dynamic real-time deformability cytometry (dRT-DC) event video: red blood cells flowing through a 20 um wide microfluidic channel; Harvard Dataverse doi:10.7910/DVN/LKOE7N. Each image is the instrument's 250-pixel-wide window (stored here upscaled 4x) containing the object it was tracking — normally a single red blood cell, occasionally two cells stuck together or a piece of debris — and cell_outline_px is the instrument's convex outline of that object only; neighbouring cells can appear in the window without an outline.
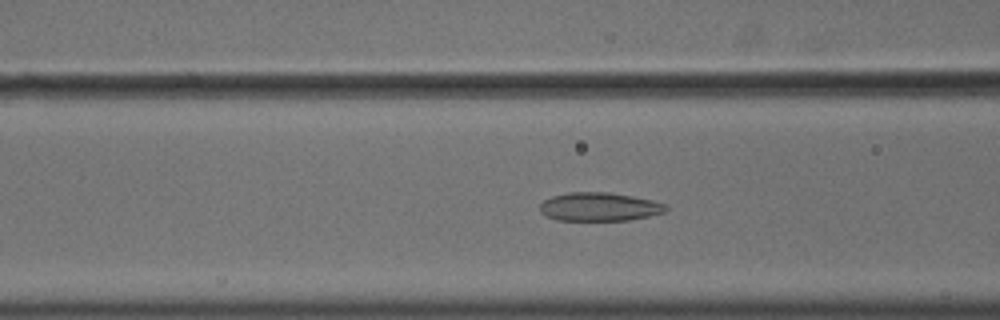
{"species": "common noctule bat (a hibernating species)", "species_latin": "Nyctalus noctula", "temperature_condition": "cold", "stored_images_in_passage": 56, "camera_frame_rate_fps": 3000, "um_per_image_px": 0.085, "animal": {"sex": "male", "body_mass_g": 18.8}, "frame": {"image": 1, "passage_image": 23, "time_ms": 7.333, "image_size_px": [1000, 320], "cell_outline_px": [[668, 208], [664, 212], [648, 216], [628, 220], [556, 220], [540, 212], [540, 204], [544, 200], [552, 196], [568, 192], [608, 192], [632, 196], [652, 200], [668, 204]], "centroid_in_image_um": [50.95, 17.57], "position_along_channel_um": 115.7, "area_um2": 20.92}}
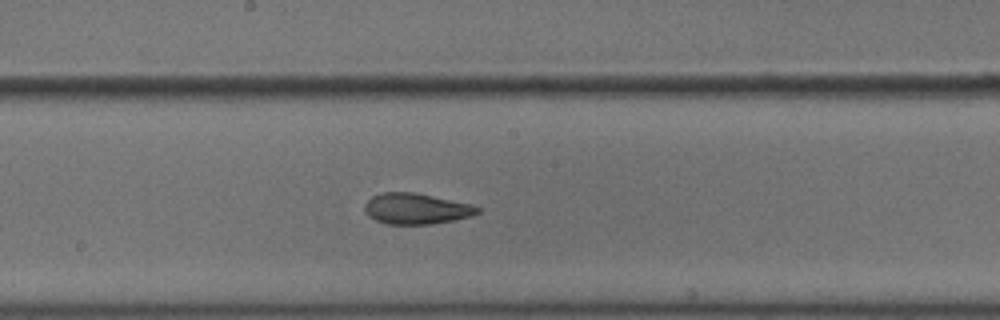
{"frame": {"image": 2, "passage_image": 31, "time_ms": 10.0, "image_size_px": [1000, 320], "cell_outline_px": [[480, 212], [472, 216], [456, 220], [432, 224], [388, 224], [376, 220], [368, 216], [364, 212], [364, 204], [372, 196], [380, 192], [416, 192], [472, 204], [480, 208]], "centroid_in_image_um": [35.38, 17.73], "position_along_channel_um": 212.8, "area_um2": 20.58}}
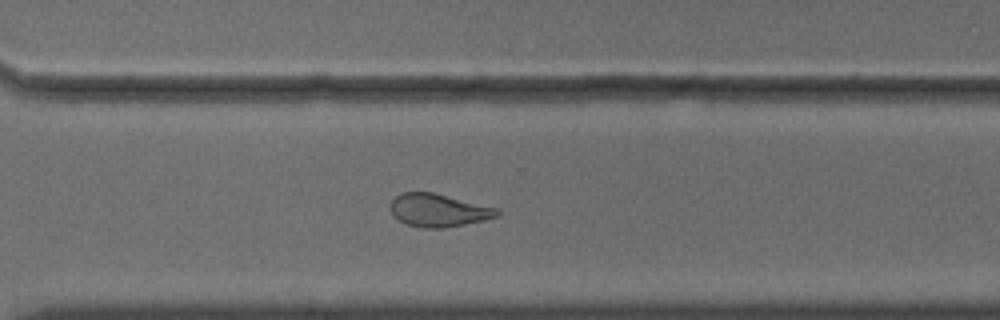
{"frame": {"image": 3, "passage_image": 41, "time_ms": 13.333, "image_size_px": [1000, 320], "cell_outline_px": [[500, 216], [484, 220], [444, 228], [424, 228], [408, 224], [392, 216], [392, 200], [396, 196], [404, 192], [436, 192], [496, 208], [500, 212]], "centroid_in_image_um": [37.29, 17.87], "position_along_channel_um": 333.3, "area_um2": 20.35}, "authors_computed_cell_mechanics": {"area_um2": 22.3108, "velocity_mm_per_s": 3.6256, "shape_relaxation_time_tau1_ms": 9.5367, "shape_relaxation_time_tau2_ms": 2.2983, "deformation_change_tau1": 0.1801, "deformation_change_tau2": 0.084}}